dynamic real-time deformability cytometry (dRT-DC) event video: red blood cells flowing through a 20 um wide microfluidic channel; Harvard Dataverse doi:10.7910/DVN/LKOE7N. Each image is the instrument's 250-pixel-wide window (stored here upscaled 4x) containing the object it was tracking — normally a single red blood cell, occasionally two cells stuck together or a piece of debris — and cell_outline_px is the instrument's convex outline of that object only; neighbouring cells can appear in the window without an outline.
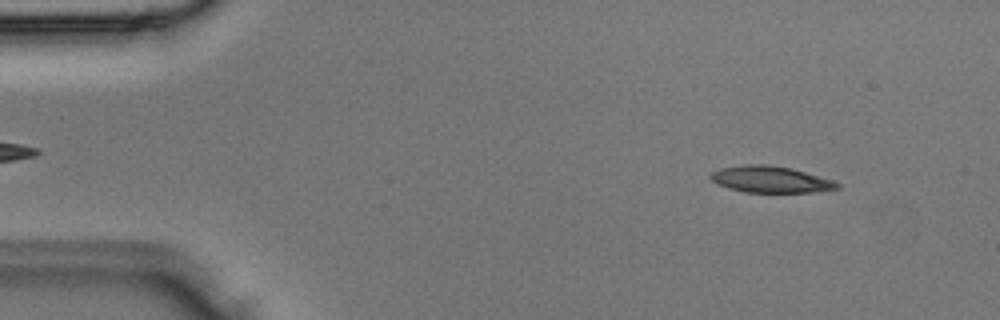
{"species": "Egyptian fruit bat (a non-hibernating species)", "species_latin": "Rousettus aegyptiacus", "temperature_condition": "room temperature", "stored_images_in_passage": 3, "camera_frame_rate_fps": 3000, "um_per_image_px": 0.085, "animal": {"sex": "male"}, "frame": {"image": 1, "passage_image": 2, "time_ms": 0.333, "image_size_px": [1000, 320], "cell_outline_px": [[840, 188], [812, 192], [744, 192], [728, 188], [716, 184], [708, 176], [712, 172], [720, 168], [744, 164], [768, 164], [792, 168], [832, 180], [840, 184]], "centroid_in_image_um": [65.45, 15.24], "position_along_channel_um": 19.5, "area_um2": 19.59}}